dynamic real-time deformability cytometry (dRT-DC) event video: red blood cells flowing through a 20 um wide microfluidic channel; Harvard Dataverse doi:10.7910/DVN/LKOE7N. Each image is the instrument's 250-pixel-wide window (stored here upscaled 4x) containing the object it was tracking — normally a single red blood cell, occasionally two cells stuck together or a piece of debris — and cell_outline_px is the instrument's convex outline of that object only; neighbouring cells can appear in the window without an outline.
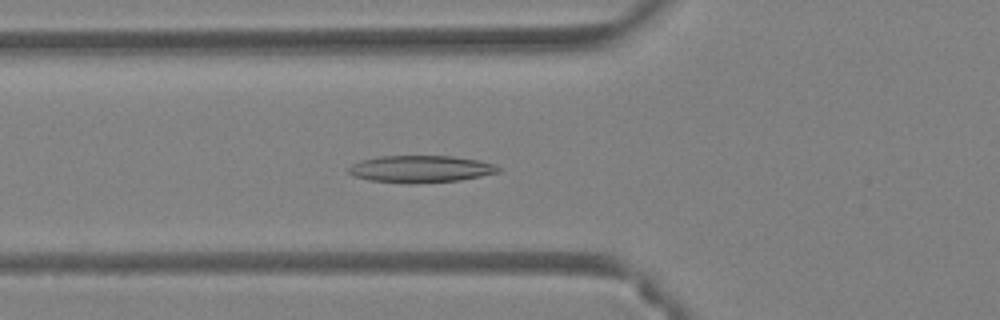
{"species": "Egyptian fruit bat (a non-hibernating species)", "species_latin": "Rousettus aegyptiacus", "temperature_condition": "warm", "stored_images_in_passage": 49, "camera_frame_rate_fps": 3000, "um_per_image_px": 0.085, "animal": {"sex": "female"}, "frame": {"image": 1, "passage_image": 18, "time_ms": 5.667, "image_size_px": [1000, 320], "cell_outline_px": [[500, 172], [460, 180], [412, 184], [408, 184], [368, 180], [352, 176], [348, 172], [348, 168], [352, 164], [360, 160], [380, 156], [452, 156], [480, 160], [496, 164], [500, 168]], "centroid_in_image_um": [35.74, 14.37], "position_along_channel_um": 90.1, "area_um2": 23.87}}
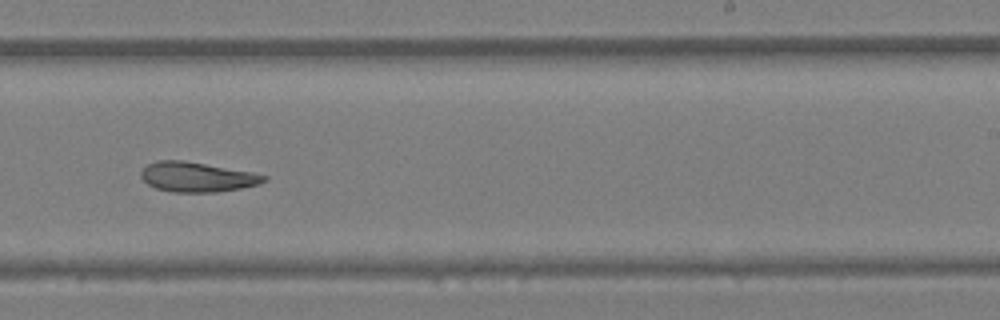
{"frame": {"image": 2, "passage_image": 31, "time_ms": 10.0, "image_size_px": [1000, 320], "cell_outline_px": [[268, 180], [260, 184], [240, 188], [216, 192], [172, 192], [156, 188], [148, 184], [140, 176], [140, 172], [148, 164], [160, 160], [180, 160], [252, 172], [268, 176]], "centroid_in_image_um": [16.76, 15.05], "position_along_channel_um": 272.2, "area_um2": 21.15}}
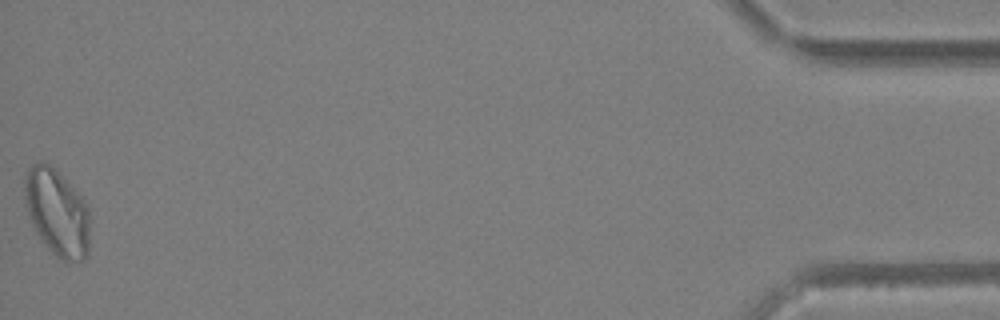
{"frame": {"image": 3, "passage_image": 49, "time_ms": 16.0, "image_size_px": [1000, 320], "cell_outline_px": [[88, 256], [84, 260], [64, 260], [56, 256], [44, 244], [36, 232], [32, 224], [24, 204], [24, 176], [28, 168], [32, 164], [40, 160], [44, 160], [88, 204]], "centroid_in_image_um": [4.8, 18.05], "position_along_channel_um": 430.4, "area_um2": 32.71}}